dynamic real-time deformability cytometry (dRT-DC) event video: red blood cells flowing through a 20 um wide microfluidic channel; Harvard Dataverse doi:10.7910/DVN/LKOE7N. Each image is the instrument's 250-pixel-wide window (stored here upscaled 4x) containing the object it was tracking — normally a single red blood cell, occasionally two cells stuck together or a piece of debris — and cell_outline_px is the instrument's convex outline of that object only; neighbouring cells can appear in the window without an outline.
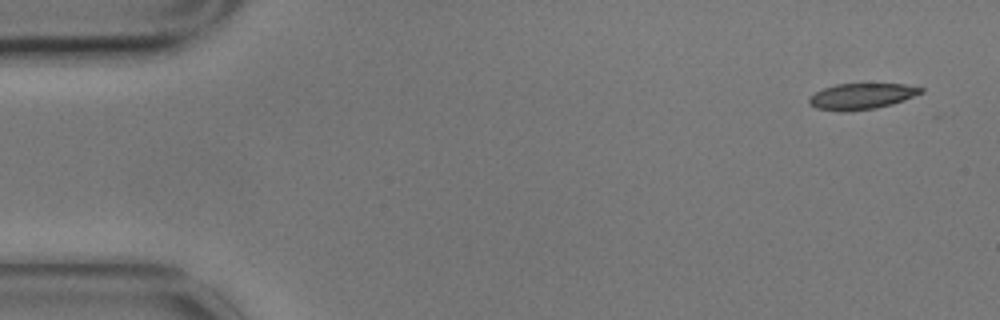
{"species": "common noctule bat (a hibernating species)", "species_latin": "Nyctalus noctula", "temperature_condition": "cold", "stored_images_in_passage": 5, "camera_frame_rate_fps": 3000, "um_per_image_px": 0.085, "animal": {"sex": "male", "body_mass_g": 17.9}, "frame": {"image": 1, "passage_image": 1, "time_ms": 0.0, "image_size_px": [1000, 320], "cell_outline_px": [[924, 92], [904, 100], [892, 104], [876, 108], [844, 112], [840, 112], [816, 108], [808, 104], [808, 100], [816, 92], [824, 88], [836, 84], [904, 84], [924, 88]], "centroid_in_image_um": [73.23, 8.19], "position_along_channel_um": 11.8, "area_um2": 16.94}}